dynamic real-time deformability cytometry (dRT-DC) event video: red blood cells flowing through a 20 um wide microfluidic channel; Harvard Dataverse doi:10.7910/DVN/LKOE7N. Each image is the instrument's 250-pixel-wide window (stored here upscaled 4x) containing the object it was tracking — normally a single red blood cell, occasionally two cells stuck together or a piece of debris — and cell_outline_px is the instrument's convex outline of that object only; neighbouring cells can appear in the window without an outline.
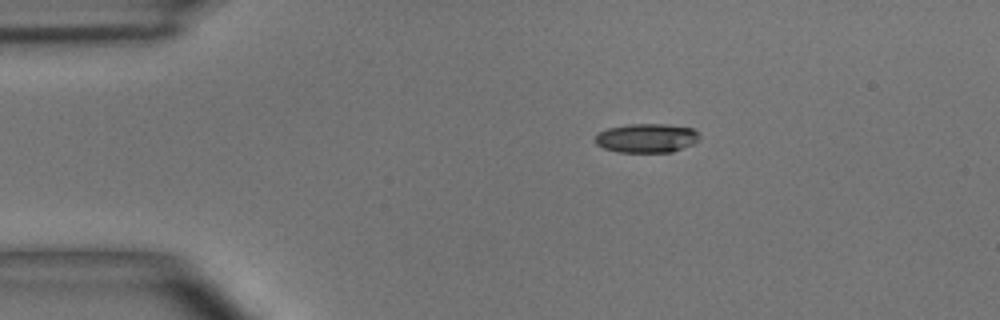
{"species": "common noctule bat (a hibernating species)", "species_latin": "Nyctalus noctula", "temperature_condition": "room temperature", "stored_images_in_passage": 6, "camera_frame_rate_fps": 3000, "um_per_image_px": 0.085, "animal": {"sex": "male", "body_mass_g": 15.6}, "frame": {"image": 1, "passage_image": 1, "time_ms": 0.0, "image_size_px": [1000, 320], "cell_outline_px": [[700, 140], [692, 144], [672, 152], [620, 152], [604, 148], [596, 144], [596, 136], [600, 132], [608, 128], [628, 124], [668, 124], [692, 128], [700, 136]], "centroid_in_image_um": [54.99, 11.73], "position_along_channel_um": 30.0, "area_um2": 17.57}}
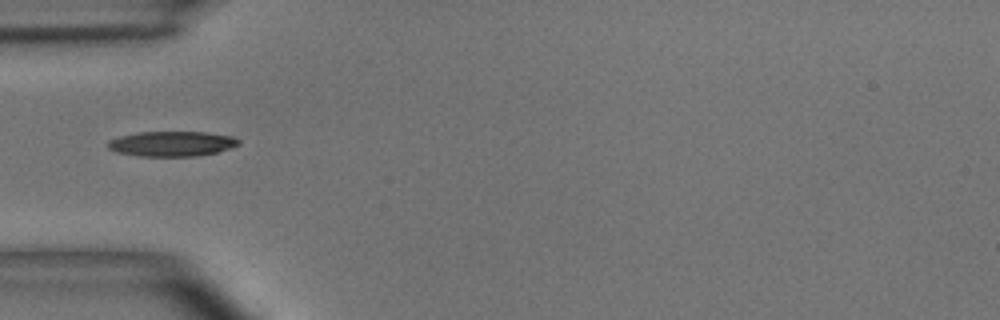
{"frame": {"image": 2, "passage_image": 3, "time_ms": 2.333, "image_size_px": [1000, 320], "cell_outline_px": [[240, 144], [216, 152], [196, 156], [136, 156], [116, 152], [108, 148], [108, 140], [120, 136], [140, 132], [208, 132], [232, 136], [240, 140]], "centroid_in_image_um": [14.59, 12.22], "position_along_channel_um": 70.4, "area_um2": 19.07}}
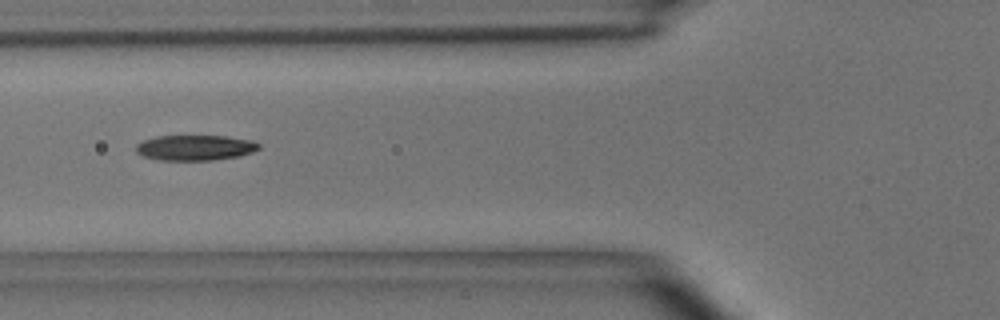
{"frame": {"image": 3, "passage_image": 4, "time_ms": 3.333, "image_size_px": [1000, 320], "cell_outline_px": [[260, 148], [252, 152], [240, 156], [212, 160], [160, 160], [144, 156], [136, 152], [136, 144], [144, 140], [156, 136], [228, 136], [252, 140], [260, 144]], "centroid_in_image_um": [16.61, 12.55], "position_along_channel_um": 109.2, "area_um2": 18.21}}